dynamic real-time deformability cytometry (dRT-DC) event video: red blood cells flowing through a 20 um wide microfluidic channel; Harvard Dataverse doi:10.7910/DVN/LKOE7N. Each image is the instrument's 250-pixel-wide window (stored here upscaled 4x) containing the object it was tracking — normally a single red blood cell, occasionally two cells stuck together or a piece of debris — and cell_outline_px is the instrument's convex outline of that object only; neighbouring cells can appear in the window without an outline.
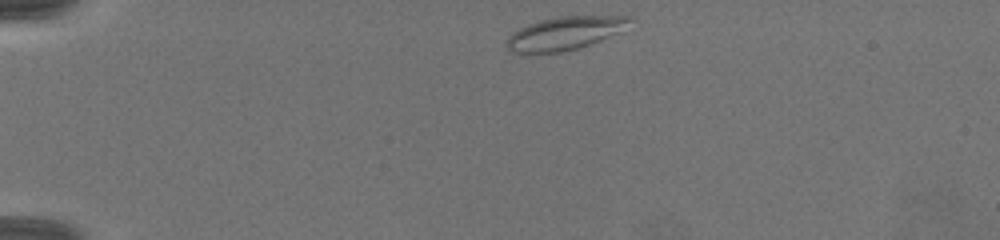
{"species": "common noctule bat (a hibernating species)", "species_latin": "Nyctalus noctula", "temperature_condition": "warm", "stored_images_in_passage": 28, "camera_frame_rate_fps": 3000, "um_per_image_px": 0.085, "animal": {"sex": "female", "body_mass_g": 19.5, "forearm_length_mm": 54.1}, "frame": {"image": 1, "passage_image": 1, "time_ms": 0.0, "image_size_px": [1000, 240], "cell_outline_px": [[632, 20], [616, 32], [600, 40], [564, 52], [508, 52], [508, 36], [512, 32], [528, 24], [540, 20], [560, 16], [632, 16]], "centroid_in_image_um": [47.95, 2.81], "position_along_channel_um": 37.1, "area_um2": 23.12}}
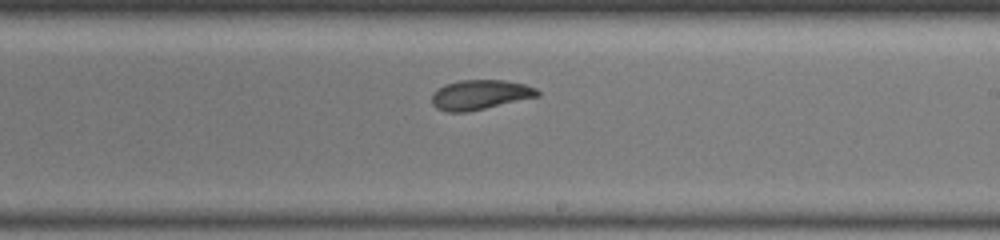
{"frame": {"image": 2, "passage_image": 12, "time_ms": 6.667, "image_size_px": [1000, 240], "cell_outline_px": [[540, 96], [484, 108], [464, 112], [448, 112], [436, 108], [432, 104], [432, 92], [436, 88], [444, 84], [460, 80], [504, 80], [524, 84], [536, 88], [540, 92]], "centroid_in_image_um": [40.77, 8.04], "position_along_channel_um": 248.2, "area_um2": 18.32}}
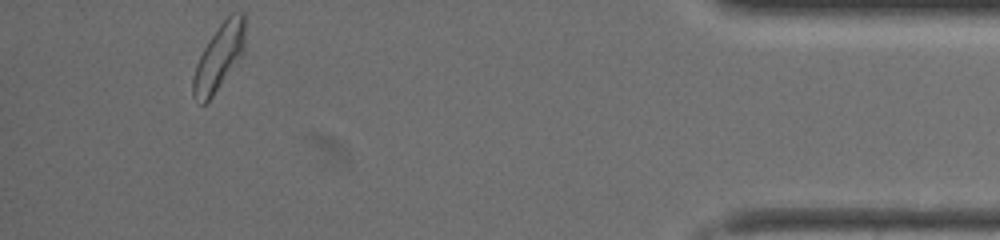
{"frame": {"image": 3, "passage_image": 27, "time_ms": 12.0, "image_size_px": [1000, 240], "cell_outline_px": [[244, 52], [212, 96], [204, 104], [200, 104], [192, 96], [192, 80], [196, 64], [204, 48], [220, 24], [232, 12], [244, 12]], "centroid_in_image_um": [18.6, 4.86], "position_along_channel_um": 416.6, "area_um2": 19.59}, "authors_computed_cell_mechanics": {"area_um2": 18.9006, "velocity_mm_per_s": 4.1708, "shape_relaxation_time_tau1_ms": 3.0105, "shape_relaxation_time_tau2_ms": 2.2785, "deformation_change_tau1": 0.1305, "deformation_change_tau2": 0.0792}}